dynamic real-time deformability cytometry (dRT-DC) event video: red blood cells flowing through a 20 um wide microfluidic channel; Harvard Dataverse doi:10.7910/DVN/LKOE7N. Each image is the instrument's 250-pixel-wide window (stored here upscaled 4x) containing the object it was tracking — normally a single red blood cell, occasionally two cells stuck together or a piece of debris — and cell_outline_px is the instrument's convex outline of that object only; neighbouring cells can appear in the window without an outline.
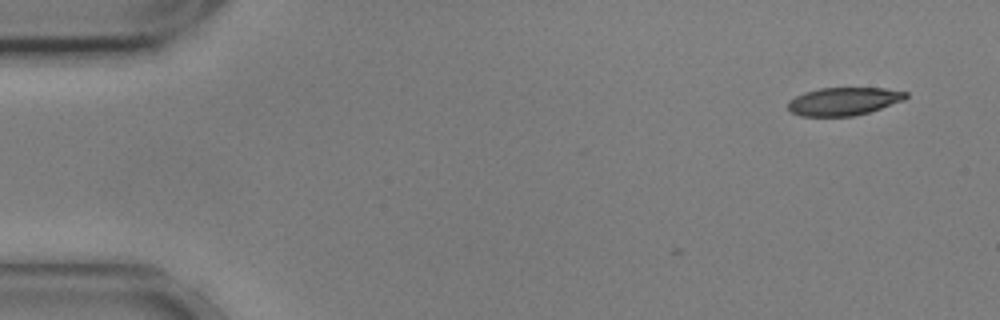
{"species": "common noctule bat (a hibernating species)", "species_latin": "Nyctalus noctula", "temperature_condition": "cold", "stored_images_in_passage": 2, "camera_frame_rate_fps": 3000, "um_per_image_px": 0.085, "animal": {"sex": "male", "body_mass_g": 17.9, "forearm_length_mm": 54.2}, "frame": {"image": 1, "passage_image": 2, "time_ms": 0.333, "image_size_px": [1000, 320], "cell_outline_px": [[908, 96], [904, 100], [868, 112], [852, 116], [800, 116], [792, 112], [788, 108], [788, 100], [804, 92], [820, 88], [884, 88], [908, 92]], "centroid_in_image_um": [71.7, 8.61], "position_along_channel_um": 13.3, "area_um2": 19.13}}